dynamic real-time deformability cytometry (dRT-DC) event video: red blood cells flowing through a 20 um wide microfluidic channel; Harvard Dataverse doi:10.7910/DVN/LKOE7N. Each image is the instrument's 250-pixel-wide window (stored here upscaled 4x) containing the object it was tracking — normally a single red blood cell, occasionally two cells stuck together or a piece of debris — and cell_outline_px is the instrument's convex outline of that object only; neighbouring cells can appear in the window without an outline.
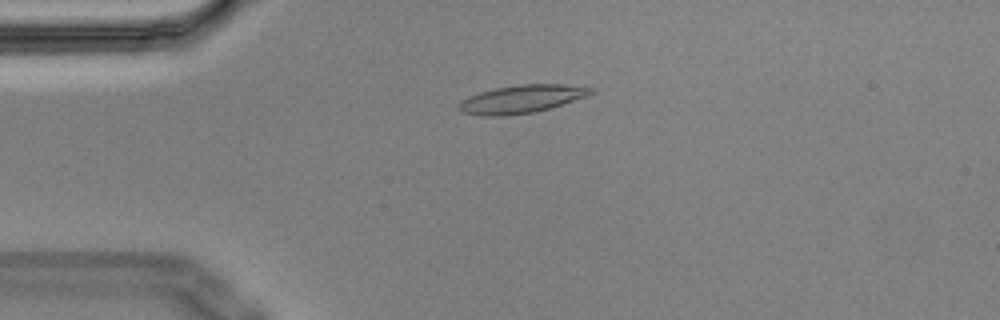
{"species": "Egyptian fruit bat (a non-hibernating species)", "species_latin": "Rousettus aegyptiacus", "temperature_condition": "cold", "stored_images_in_passage": 5, "camera_frame_rate_fps": 3000, "um_per_image_px": 0.085, "animal": {"sex": "male"}, "frame": {"image": 1, "passage_image": 4, "time_ms": 1.0, "image_size_px": [1000, 320], "cell_outline_px": [[596, 92], [588, 96], [536, 112], [500, 116], [480, 116], [464, 112], [456, 108], [456, 104], [460, 100], [468, 96], [480, 92], [496, 88], [520, 84], [564, 84], [596, 88]], "centroid_in_image_um": [44.33, 8.42], "position_along_channel_um": 40.7, "area_um2": 21.79}}